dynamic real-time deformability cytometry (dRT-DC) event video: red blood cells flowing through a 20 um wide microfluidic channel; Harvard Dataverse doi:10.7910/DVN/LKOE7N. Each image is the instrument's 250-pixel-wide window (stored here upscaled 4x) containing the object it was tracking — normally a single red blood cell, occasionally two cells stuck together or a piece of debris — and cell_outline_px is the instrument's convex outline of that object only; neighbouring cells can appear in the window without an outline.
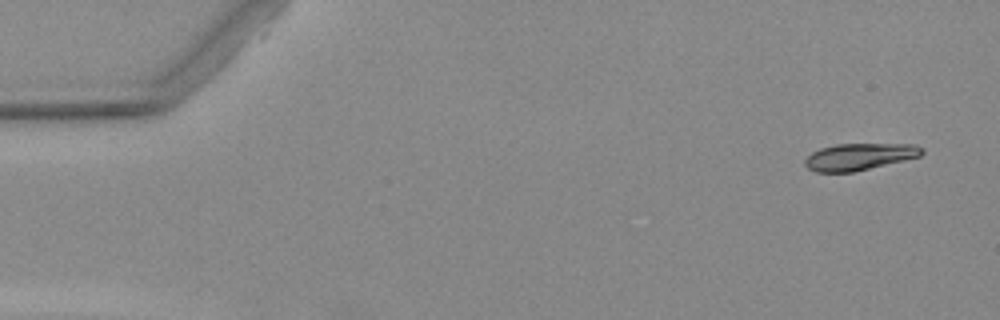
{"species": "Egyptian fruit bat (a non-hibernating species)", "species_latin": "Rousettus aegyptiacus", "temperature_condition": "warm", "stored_images_in_passage": 5, "camera_frame_rate_fps": 3000, "um_per_image_px": 0.085, "animal": {"sex": "female"}, "frame": {"image": 1, "passage_image": 1, "time_ms": 0.0, "image_size_px": [1000, 320], "cell_outline_px": [[924, 152], [920, 156], [904, 160], [852, 172], [816, 172], [808, 168], [804, 164], [804, 160], [812, 152], [820, 148], [836, 144], [916, 144], [924, 148]], "centroid_in_image_um": [73.04, 13.31], "position_along_channel_um": 12.0, "area_um2": 18.21}}